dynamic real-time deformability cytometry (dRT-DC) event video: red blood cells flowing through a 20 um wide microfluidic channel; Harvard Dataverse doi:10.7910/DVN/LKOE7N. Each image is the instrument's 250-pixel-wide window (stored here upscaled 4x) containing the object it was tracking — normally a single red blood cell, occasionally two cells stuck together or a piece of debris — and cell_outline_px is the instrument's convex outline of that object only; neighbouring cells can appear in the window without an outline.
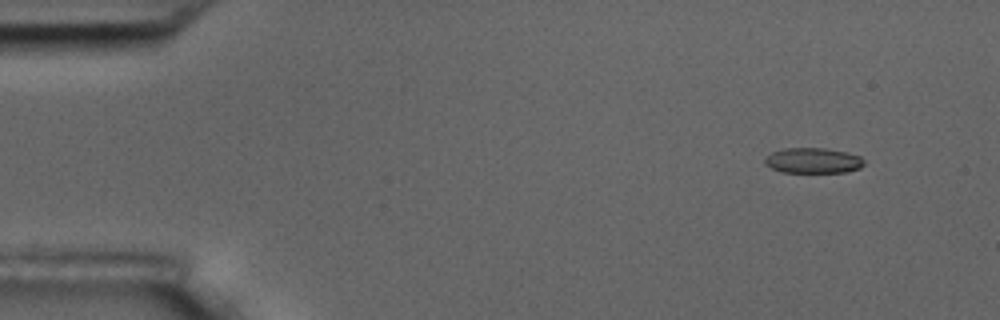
{"species": "common noctule bat (a hibernating species)", "species_latin": "Nyctalus noctula", "temperature_condition": "room temperature", "stored_images_in_passage": 4, "camera_frame_rate_fps": 3000, "um_per_image_px": 0.085, "animal": {"sex": "male", "body_mass_g": 17.5, "forearm_length_mm": 52.3}, "frame": {"image": 1, "passage_image": 2, "time_ms": 1.0, "image_size_px": [1000, 320], "cell_outline_px": [[864, 164], [860, 168], [848, 172], [780, 172], [764, 164], [764, 156], [772, 152], [784, 148], [824, 148], [848, 152], [860, 156], [864, 160]], "centroid_in_image_um": [69.1, 13.64], "position_along_channel_um": 15.9, "area_um2": 14.85}}